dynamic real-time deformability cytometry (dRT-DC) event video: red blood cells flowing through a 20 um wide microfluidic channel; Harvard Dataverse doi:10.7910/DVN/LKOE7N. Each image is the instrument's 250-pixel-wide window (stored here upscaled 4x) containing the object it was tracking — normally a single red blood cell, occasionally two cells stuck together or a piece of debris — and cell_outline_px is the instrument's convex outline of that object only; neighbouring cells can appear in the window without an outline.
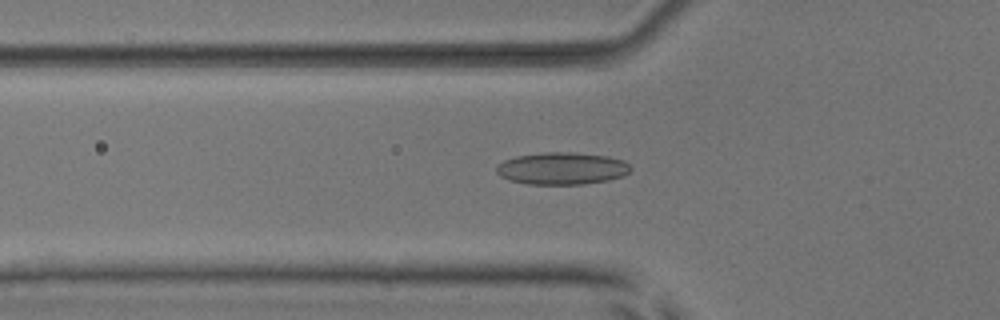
{"species": "common noctule bat (a hibernating species)", "species_latin": "Nyctalus noctula", "temperature_condition": "room temperature", "stored_images_in_passage": 53, "camera_frame_rate_fps": 3000, "um_per_image_px": 0.085, "animal": {"sex": "male", "body_mass_g": 17.9, "forearm_length_mm": 54.2}, "frame": {"image": 1, "passage_image": 19, "time_ms": 6.0, "image_size_px": [1000, 320], "cell_outline_px": [[632, 168], [624, 176], [608, 180], [584, 184], [528, 184], [508, 180], [500, 176], [496, 172], [496, 164], [504, 160], [516, 156], [544, 152], [572, 152], [608, 156], [624, 160]], "centroid_in_image_um": [47.75, 14.31], "position_along_channel_um": 78.0, "area_um2": 25.37}}
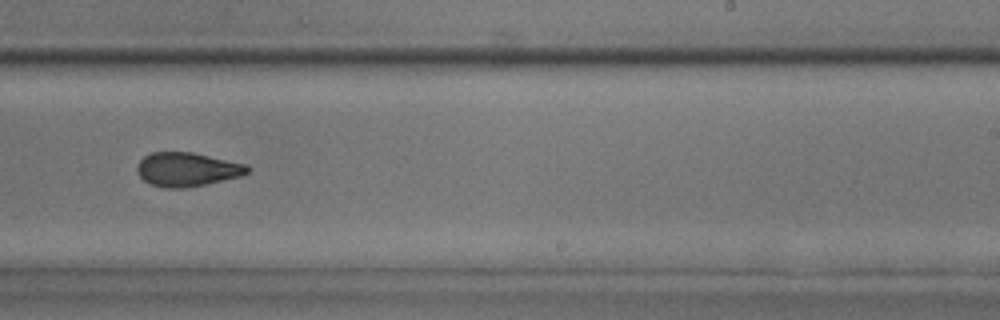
{"frame": {"image": 2, "passage_image": 34, "time_ms": 11.0, "image_size_px": [1000, 320], "cell_outline_px": [[252, 168], [248, 172], [240, 176], [204, 184], [184, 188], [164, 188], [152, 184], [144, 180], [140, 176], [136, 168], [140, 160], [144, 156], [152, 152], [192, 152], [248, 164]], "centroid_in_image_um": [15.92, 14.39], "position_along_channel_um": 273.1, "area_um2": 21.73}}
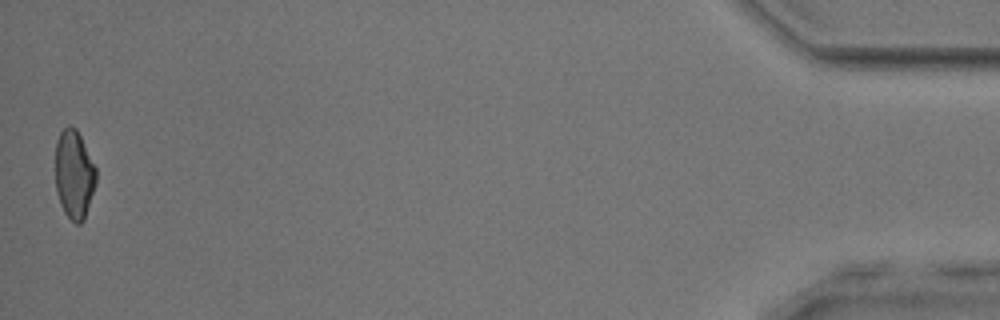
{"frame": {"image": 3, "passage_image": 53, "time_ms": 17.333, "image_size_px": [1000, 320], "cell_outline_px": [[96, 184], [84, 220], [80, 224], [76, 224], [64, 212], [60, 204], [56, 192], [56, 140], [60, 132], [68, 124], [76, 128], [96, 168]], "centroid_in_image_um": [6.3, 14.83], "position_along_channel_um": 428.9, "area_um2": 21.04}, "authors_computed_cell_mechanics": {"area_um2": 22.4264, "velocity_mm_per_s": 3.9065, "shape_relaxation_time_tau1_ms": 6.7814, "shape_relaxation_time_tau2_ms": 1.978, "deformation_change_tau1": 0.1506, "deformation_change_tau2": 0.0964}}